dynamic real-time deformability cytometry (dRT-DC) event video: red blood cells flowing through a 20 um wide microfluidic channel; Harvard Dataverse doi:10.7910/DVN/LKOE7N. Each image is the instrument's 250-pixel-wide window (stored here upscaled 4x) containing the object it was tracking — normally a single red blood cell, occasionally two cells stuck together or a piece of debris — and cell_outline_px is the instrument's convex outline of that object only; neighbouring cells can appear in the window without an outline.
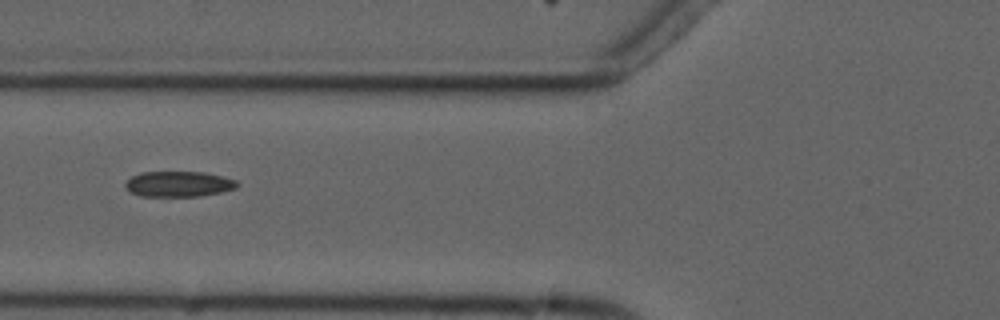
{"species": "common noctule bat (a hibernating species)", "species_latin": "Nyctalus noctula", "temperature_condition": "cold", "stored_images_in_passage": 8, "camera_frame_rate_fps": 3000, "um_per_image_px": 0.085, "animal": {"sex": "male", "forearm_length_mm": 52.5}, "frame": {"image": 1, "passage_image": 6, "time_ms": 6.667, "image_size_px": [1000, 320], "cell_outline_px": [[240, 184], [236, 188], [220, 192], [200, 196], [140, 196], [132, 192], [124, 184], [132, 176], [140, 172], [204, 172], [236, 180]], "centroid_in_image_um": [15.2, 15.64], "position_along_channel_um": 110.6, "area_um2": 16.47}}
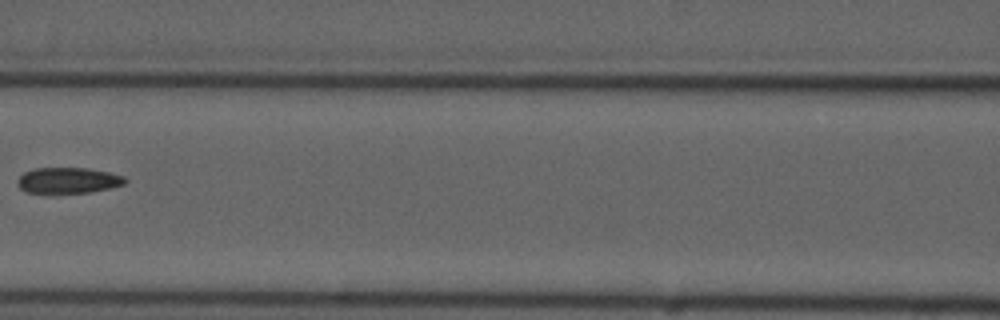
{"frame": {"image": 2, "passage_image": 7, "time_ms": 8.0, "image_size_px": [1000, 320], "cell_outline_px": [[128, 180], [124, 184], [92, 192], [56, 196], [52, 196], [28, 192], [20, 188], [16, 180], [24, 172], [36, 168], [88, 168], [108, 172], [124, 176]], "centroid_in_image_um": [5.75, 15.38], "position_along_channel_um": 160.8, "area_um2": 16.94}}
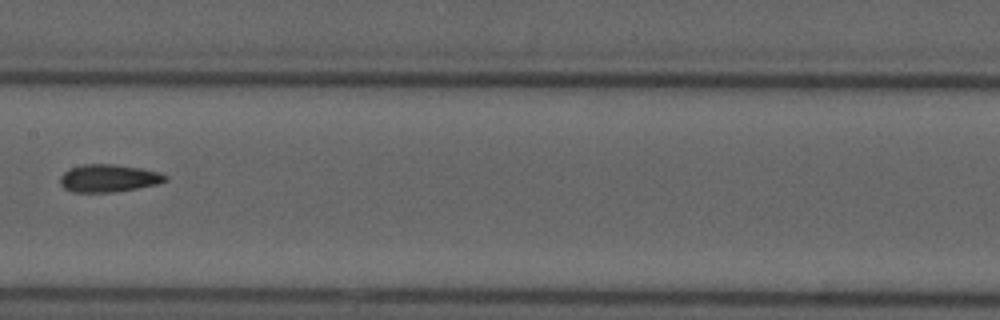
{"frame": {"image": 3, "passage_image": 8, "time_ms": 9.0, "image_size_px": [1000, 320], "cell_outline_px": [[168, 180], [156, 184], [136, 188], [112, 192], [72, 192], [64, 188], [60, 184], [60, 176], [68, 168], [84, 164], [112, 164], [140, 168], [160, 172], [168, 176]], "centroid_in_image_um": [9.21, 15.14], "position_along_channel_um": 198.2, "area_um2": 16.94}}